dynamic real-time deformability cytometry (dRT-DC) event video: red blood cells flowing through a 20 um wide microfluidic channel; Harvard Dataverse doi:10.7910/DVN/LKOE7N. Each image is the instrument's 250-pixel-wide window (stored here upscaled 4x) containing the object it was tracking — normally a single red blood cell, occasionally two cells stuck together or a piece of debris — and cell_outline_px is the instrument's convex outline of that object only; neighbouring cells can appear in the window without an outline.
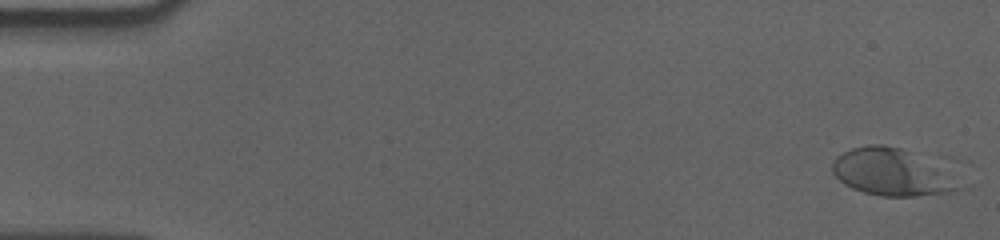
{"species": "human", "species_latin": "Homo sapiens", "temperature_condition": "cold", "stored_images_in_passage": 57, "camera_frame_rate_fps": 3000, "um_per_image_px": 0.085, "donor": {"sex": "male"}, "frame": {"image": 1, "passage_image": 1, "time_ms": 0.0, "image_size_px": [1000, 240], "cell_outline_px": [[972, 188], [956, 192], [916, 196], [880, 196], [864, 192], [852, 188], [844, 184], [832, 172], [832, 160], [836, 156], [852, 148], [868, 144], [884, 144], [900, 148], [972, 184]], "centroid_in_image_um": [75.92, 14.68], "position_along_channel_um": 9.1, "area_um2": 35.2}}
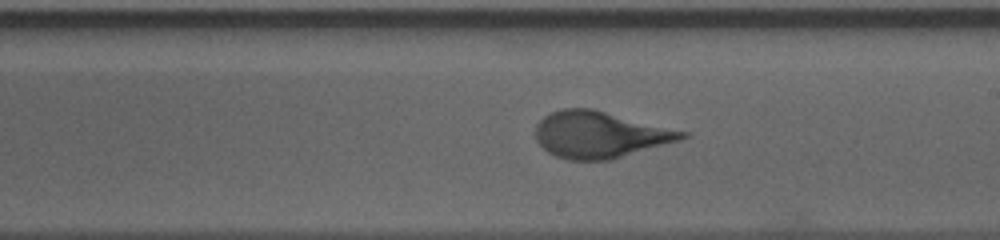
{"frame": {"image": 2, "passage_image": 33, "time_ms": 10.667, "image_size_px": [1000, 240], "cell_outline_px": [[688, 136], [680, 140], [608, 160], [568, 160], [556, 156], [548, 152], [536, 140], [536, 124], [544, 116], [560, 108], [592, 108], [688, 132]], "centroid_in_image_um": [50.96, 11.43], "position_along_channel_um": 238.0, "area_um2": 39.42}}
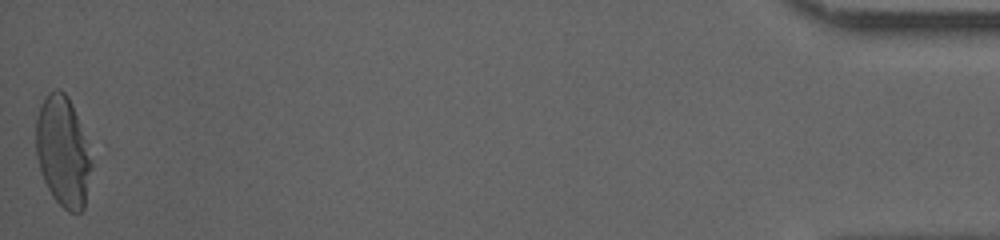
{"frame": {"image": 3, "passage_image": 57, "time_ms": 18.667, "image_size_px": [1000, 240], "cell_outline_px": [[92, 164], [84, 208], [80, 212], [68, 212], [52, 196], [40, 172], [36, 156], [36, 116], [48, 92], [56, 88], [60, 88], [68, 96], [72, 104]], "centroid_in_image_um": [5.31, 12.89], "position_along_channel_um": 429.9, "area_um2": 35.14}, "authors_computed_cell_mechanics": {"area_um2": 35.7204, "velocity_mm_per_s": 3.5527, "shape_relaxation_time_tau1_ms": 4.0901, "shape_relaxation_time_tau2_ms": null, "deformation_change_tau1": 0.1879, "deformation_change_tau2": null}}